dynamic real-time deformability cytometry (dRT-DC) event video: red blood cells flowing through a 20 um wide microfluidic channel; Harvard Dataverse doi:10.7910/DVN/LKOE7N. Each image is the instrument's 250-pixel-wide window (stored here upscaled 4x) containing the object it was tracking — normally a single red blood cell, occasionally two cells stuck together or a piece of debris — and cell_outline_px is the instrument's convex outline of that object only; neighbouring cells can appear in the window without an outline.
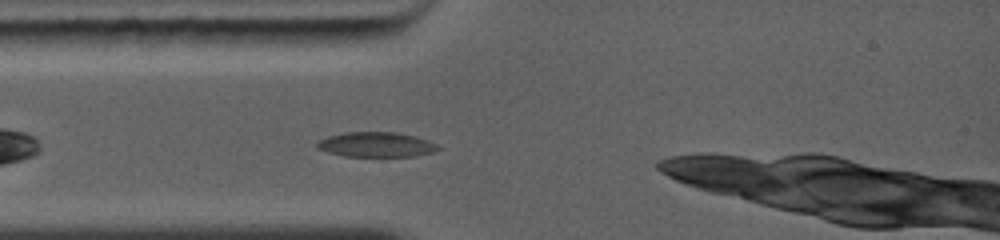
{"species": "common noctule bat (a hibernating species)", "species_latin": "Nyctalus noctula", "temperature_condition": "warm", "stored_images_in_passage": 1, "camera_frame_rate_fps": 5000, "um_per_image_px": 0.085, "animal": {"sex": "female", "body_mass_g": 19.0, "forearm_length_mm": 56.7}, "frame": {"image": 1, "passage_image": 1, "time_ms": 0.0, "image_size_px": [1000, 240], "cell_outline_px": [[440, 148], [432, 152], [412, 156], [344, 156], [328, 152], [316, 148], [316, 140], [328, 136], [344, 132], [396, 132], [416, 136], [428, 140], [436, 144]], "centroid_in_image_um": [31.93, 12.28], "position_along_channel_um": 53.1, "area_um2": 17.57}}